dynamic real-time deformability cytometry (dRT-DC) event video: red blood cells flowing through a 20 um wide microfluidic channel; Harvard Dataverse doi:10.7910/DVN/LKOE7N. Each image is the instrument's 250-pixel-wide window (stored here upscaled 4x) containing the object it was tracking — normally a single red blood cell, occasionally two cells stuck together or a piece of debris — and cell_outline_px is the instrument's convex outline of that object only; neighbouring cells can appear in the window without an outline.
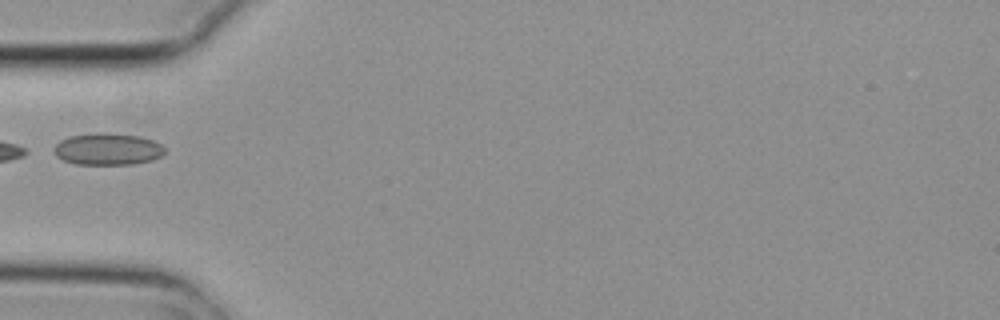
{"species": "common noctule bat (a hibernating species)", "species_latin": "Nyctalus noctula", "temperature_condition": "cold", "stored_images_in_passage": 4, "camera_frame_rate_fps": 3000, "um_per_image_px": 0.085, "animal": {"sex": "female", "body_mass_g": 29.2, "forearm_length_mm": 56.3}, "frame": {"image": 1, "passage_image": 3, "time_ms": 0.667, "image_size_px": [1000, 320], "cell_outline_px": [[164, 152], [160, 156], [152, 160], [132, 164], [76, 164], [64, 160], [56, 156], [52, 148], [60, 140], [68, 136], [104, 132], [140, 136], [152, 140], [160, 144], [164, 148]], "centroid_in_image_um": [9.12, 12.67], "position_along_channel_um": 75.9, "area_um2": 20.52}}
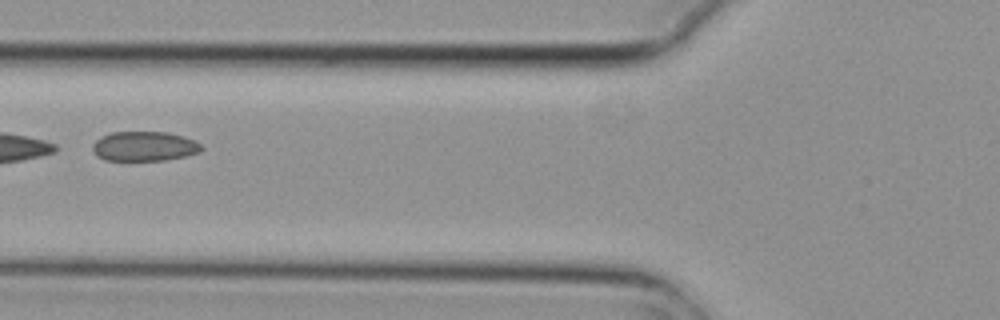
{"frame": {"image": 2, "passage_image": 4, "time_ms": 1.0, "image_size_px": [1000, 320], "cell_outline_px": [[204, 148], [200, 152], [184, 156], [164, 160], [104, 160], [96, 156], [92, 152], [92, 144], [100, 136], [112, 132], [168, 132], [184, 136], [200, 144]], "centroid_in_image_um": [12.22, 12.43], "position_along_channel_um": 113.6, "area_um2": 18.9}}